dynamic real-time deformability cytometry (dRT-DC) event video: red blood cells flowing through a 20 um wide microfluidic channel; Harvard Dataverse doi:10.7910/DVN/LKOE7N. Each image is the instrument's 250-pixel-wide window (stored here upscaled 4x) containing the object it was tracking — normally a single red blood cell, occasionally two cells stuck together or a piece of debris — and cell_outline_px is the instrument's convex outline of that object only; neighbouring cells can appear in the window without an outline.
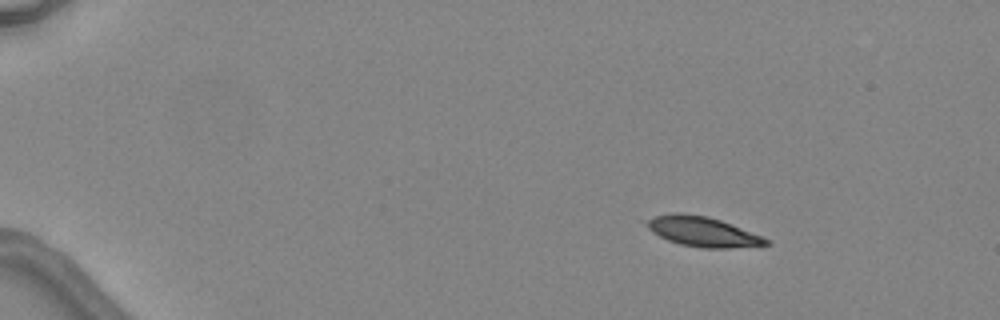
{"species": "common noctule bat (a hibernating species)", "species_latin": "Nyctalus noctula", "temperature_condition": "warm", "stored_images_in_passage": 5, "camera_frame_rate_fps": 3000, "um_per_image_px": 0.085, "animal": {"sex": "female", "body_mass_g": 24.6, "forearm_length_mm": 56.2}, "frame": {"image": 1, "passage_image": 2, "time_ms": 1.333, "image_size_px": [1000, 320], "cell_outline_px": [[772, 244], [728, 248], [704, 248], [680, 244], [668, 240], [652, 232], [648, 228], [648, 220], [656, 216], [672, 212], [680, 212], [708, 216], [732, 224], [764, 236], [772, 240]], "centroid_in_image_um": [59.8, 19.69], "position_along_channel_um": 25.2, "area_um2": 20.81}}
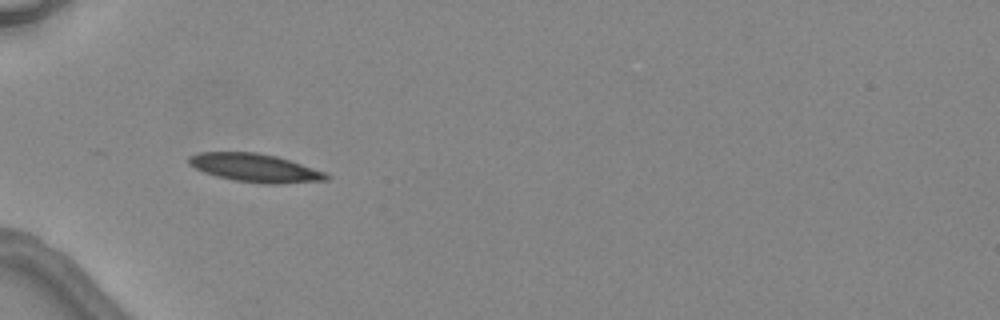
{"frame": {"image": 2, "passage_image": 4, "time_ms": 4.667, "image_size_px": [1000, 320], "cell_outline_px": [[332, 176], [328, 180], [280, 184], [264, 184], [232, 180], [216, 176], [204, 172], [188, 164], [188, 156], [200, 152], [256, 152], [276, 156], [328, 172]], "centroid_in_image_um": [21.72, 14.28], "position_along_channel_um": 63.3, "area_um2": 22.95}}